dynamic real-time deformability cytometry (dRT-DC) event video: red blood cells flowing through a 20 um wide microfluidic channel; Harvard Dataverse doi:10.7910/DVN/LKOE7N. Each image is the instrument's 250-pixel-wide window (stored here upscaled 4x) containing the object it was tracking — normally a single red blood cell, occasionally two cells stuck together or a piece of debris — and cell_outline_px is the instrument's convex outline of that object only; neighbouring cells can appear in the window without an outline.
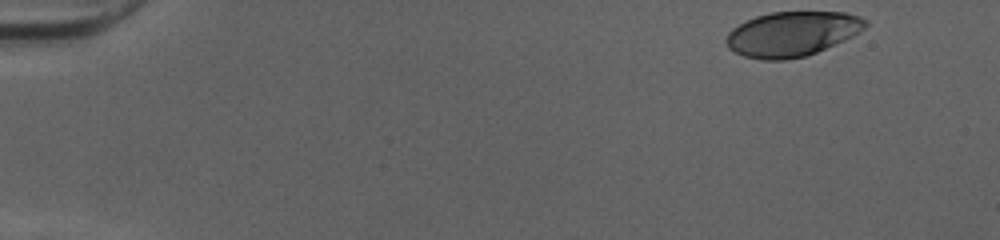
{"species": "human", "species_latin": "Homo sapiens", "temperature_condition": "cold", "stored_images_in_passage": 48, "camera_frame_rate_fps": 3000, "um_per_image_px": 0.085, "donor": {"sex": "female"}, "frame": {"image": 1, "passage_image": 1, "time_ms": 0.0, "image_size_px": [1000, 240], "cell_outline_px": [[868, 24], [864, 28], [852, 36], [844, 40], [816, 52], [804, 56], [784, 60], [760, 60], [744, 56], [728, 48], [724, 40], [728, 32], [732, 28], [744, 20], [756, 16], [772, 12], [844, 12], [860, 16], [868, 20]], "centroid_in_image_um": [67.29, 2.87], "position_along_channel_um": 17.7, "area_um2": 36.41}}
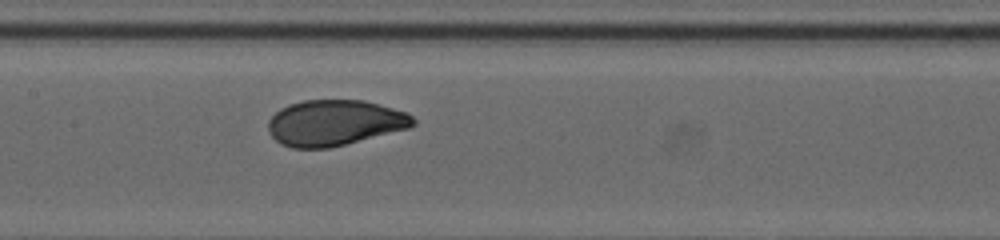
{"frame": {"image": 2, "passage_image": 23, "time_ms": 7.333, "image_size_px": [1000, 240], "cell_outline_px": [[416, 124], [408, 128], [328, 148], [292, 148], [280, 144], [268, 132], [268, 120], [280, 108], [288, 104], [304, 100], [364, 100], [408, 112], [416, 120]], "centroid_in_image_um": [28.42, 10.43], "position_along_channel_um": 179.0, "area_um2": 38.61}}
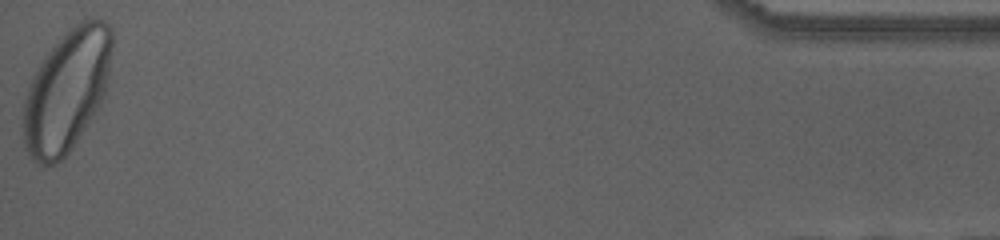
{"frame": {"image": 3, "passage_image": 48, "time_ms": 15.667, "image_size_px": [1000, 240], "cell_outline_px": [[112, 48], [108, 80], [104, 96], [100, 108], [68, 152], [56, 164], [44, 168], [36, 164], [32, 160], [24, 148], [24, 100], [28, 88], [44, 56], [80, 20], [96, 16], [104, 20], [112, 28]], "centroid_in_image_um": [5.71, 7.74], "position_along_channel_um": 429.5, "area_um2": 63.23}, "authors_computed_cell_mechanics": {"area_um2": 38.726, "velocity_mm_per_s": 4.0136, "shape_relaxation_time_tau1_ms": 2.4779, "shape_relaxation_time_tau2_ms": null, "deformation_change_tau1": 0.1477, "deformation_change_tau2": null}}